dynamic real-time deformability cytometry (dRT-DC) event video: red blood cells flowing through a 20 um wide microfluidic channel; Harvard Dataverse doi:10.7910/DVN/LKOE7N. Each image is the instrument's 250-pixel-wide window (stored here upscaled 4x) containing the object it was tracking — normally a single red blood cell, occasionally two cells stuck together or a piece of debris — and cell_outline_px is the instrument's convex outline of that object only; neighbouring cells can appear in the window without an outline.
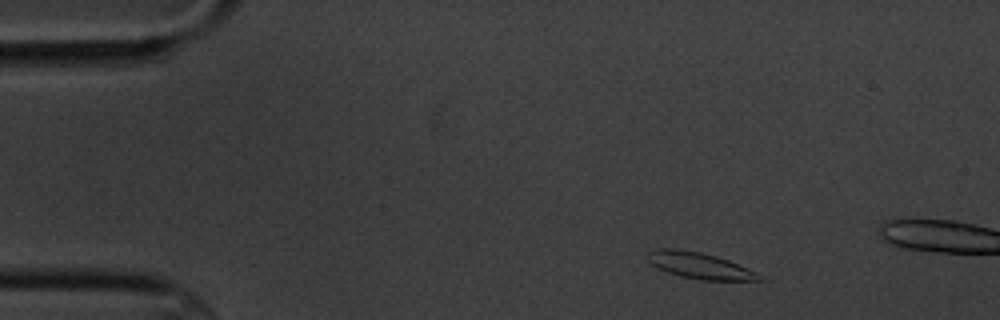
{"species": "common noctule bat (a hibernating species)", "species_latin": "Nyctalus noctula", "temperature_condition": "cold", "stored_images_in_passage": 3, "camera_frame_rate_fps": 3000, "um_per_image_px": 0.085, "animal": {"sex": "male", "body_mass_g": 20.1, "forearm_length_mm": 53.5}, "frame": {"image": 1, "passage_image": 1, "time_ms": 0.0, "image_size_px": [1000, 320], "cell_outline_px": [[768, 280], [700, 280], [680, 276], [668, 272], [652, 264], [648, 260], [648, 252], [660, 248], [676, 248], [700, 252], [716, 256], [728, 260], [748, 268], [764, 276]], "centroid_in_image_um": [59.52, 22.58], "position_along_channel_um": 25.5, "area_um2": 16.99}}